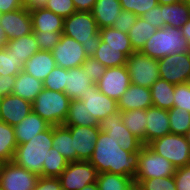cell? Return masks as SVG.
<instances>
[{
  "instance_id": "1",
  "label": "cell",
  "mask_w": 190,
  "mask_h": 190,
  "mask_svg": "<svg viewBox=\"0 0 190 190\" xmlns=\"http://www.w3.org/2000/svg\"><path fill=\"white\" fill-rule=\"evenodd\" d=\"M140 150L125 151L113 137L106 132H99L95 149L89 162L96 168L97 173L107 172L127 177L136 176Z\"/></svg>"
},
{
  "instance_id": "2",
  "label": "cell",
  "mask_w": 190,
  "mask_h": 190,
  "mask_svg": "<svg viewBox=\"0 0 190 190\" xmlns=\"http://www.w3.org/2000/svg\"><path fill=\"white\" fill-rule=\"evenodd\" d=\"M52 140L53 126H50L28 142L17 145L13 161L28 171L42 176V166L50 154Z\"/></svg>"
},
{
  "instance_id": "3",
  "label": "cell",
  "mask_w": 190,
  "mask_h": 190,
  "mask_svg": "<svg viewBox=\"0 0 190 190\" xmlns=\"http://www.w3.org/2000/svg\"><path fill=\"white\" fill-rule=\"evenodd\" d=\"M99 30L91 12L76 11L64 19L62 34L82 44L87 57H92L100 45Z\"/></svg>"
},
{
  "instance_id": "4",
  "label": "cell",
  "mask_w": 190,
  "mask_h": 190,
  "mask_svg": "<svg viewBox=\"0 0 190 190\" xmlns=\"http://www.w3.org/2000/svg\"><path fill=\"white\" fill-rule=\"evenodd\" d=\"M140 52L159 60L167 55L189 52V45L181 29L167 26L159 28Z\"/></svg>"
},
{
  "instance_id": "5",
  "label": "cell",
  "mask_w": 190,
  "mask_h": 190,
  "mask_svg": "<svg viewBox=\"0 0 190 190\" xmlns=\"http://www.w3.org/2000/svg\"><path fill=\"white\" fill-rule=\"evenodd\" d=\"M70 103L66 93L44 88L32 102V111L51 126L63 125Z\"/></svg>"
},
{
  "instance_id": "6",
  "label": "cell",
  "mask_w": 190,
  "mask_h": 190,
  "mask_svg": "<svg viewBox=\"0 0 190 190\" xmlns=\"http://www.w3.org/2000/svg\"><path fill=\"white\" fill-rule=\"evenodd\" d=\"M176 168L190 165V147L184 135L169 133L147 145Z\"/></svg>"
},
{
  "instance_id": "7",
  "label": "cell",
  "mask_w": 190,
  "mask_h": 190,
  "mask_svg": "<svg viewBox=\"0 0 190 190\" xmlns=\"http://www.w3.org/2000/svg\"><path fill=\"white\" fill-rule=\"evenodd\" d=\"M125 66L132 84L151 88L152 84L160 79L158 60L140 51L129 55Z\"/></svg>"
},
{
  "instance_id": "8",
  "label": "cell",
  "mask_w": 190,
  "mask_h": 190,
  "mask_svg": "<svg viewBox=\"0 0 190 190\" xmlns=\"http://www.w3.org/2000/svg\"><path fill=\"white\" fill-rule=\"evenodd\" d=\"M176 167L161 155H158L147 145L140 149L138 168L134 180H146L174 176Z\"/></svg>"
},
{
  "instance_id": "9",
  "label": "cell",
  "mask_w": 190,
  "mask_h": 190,
  "mask_svg": "<svg viewBox=\"0 0 190 190\" xmlns=\"http://www.w3.org/2000/svg\"><path fill=\"white\" fill-rule=\"evenodd\" d=\"M96 168L89 161L68 162L58 177L62 190H81L90 183H96Z\"/></svg>"
},
{
  "instance_id": "10",
  "label": "cell",
  "mask_w": 190,
  "mask_h": 190,
  "mask_svg": "<svg viewBox=\"0 0 190 190\" xmlns=\"http://www.w3.org/2000/svg\"><path fill=\"white\" fill-rule=\"evenodd\" d=\"M98 127L100 131L117 139L118 145L125 151L133 153L139 151L143 146V143L122 122V112L119 110L98 122Z\"/></svg>"
},
{
  "instance_id": "11",
  "label": "cell",
  "mask_w": 190,
  "mask_h": 190,
  "mask_svg": "<svg viewBox=\"0 0 190 190\" xmlns=\"http://www.w3.org/2000/svg\"><path fill=\"white\" fill-rule=\"evenodd\" d=\"M38 179L37 174L19 166L14 161L0 163V188L2 190H33Z\"/></svg>"
},
{
  "instance_id": "12",
  "label": "cell",
  "mask_w": 190,
  "mask_h": 190,
  "mask_svg": "<svg viewBox=\"0 0 190 190\" xmlns=\"http://www.w3.org/2000/svg\"><path fill=\"white\" fill-rule=\"evenodd\" d=\"M160 79L177 85L188 83L190 78V51L167 55L158 60Z\"/></svg>"
},
{
  "instance_id": "13",
  "label": "cell",
  "mask_w": 190,
  "mask_h": 190,
  "mask_svg": "<svg viewBox=\"0 0 190 190\" xmlns=\"http://www.w3.org/2000/svg\"><path fill=\"white\" fill-rule=\"evenodd\" d=\"M56 66L65 69L80 67L88 58L82 44L61 34L59 42L51 50Z\"/></svg>"
},
{
  "instance_id": "14",
  "label": "cell",
  "mask_w": 190,
  "mask_h": 190,
  "mask_svg": "<svg viewBox=\"0 0 190 190\" xmlns=\"http://www.w3.org/2000/svg\"><path fill=\"white\" fill-rule=\"evenodd\" d=\"M99 91L116 101L131 85V79L125 65L106 68L102 78L96 83Z\"/></svg>"
},
{
  "instance_id": "15",
  "label": "cell",
  "mask_w": 190,
  "mask_h": 190,
  "mask_svg": "<svg viewBox=\"0 0 190 190\" xmlns=\"http://www.w3.org/2000/svg\"><path fill=\"white\" fill-rule=\"evenodd\" d=\"M70 130L76 161H89L95 149L100 129L98 126L64 125Z\"/></svg>"
},
{
  "instance_id": "16",
  "label": "cell",
  "mask_w": 190,
  "mask_h": 190,
  "mask_svg": "<svg viewBox=\"0 0 190 190\" xmlns=\"http://www.w3.org/2000/svg\"><path fill=\"white\" fill-rule=\"evenodd\" d=\"M0 25L3 27L8 40L33 33L31 15L26 6L1 14Z\"/></svg>"
},
{
  "instance_id": "17",
  "label": "cell",
  "mask_w": 190,
  "mask_h": 190,
  "mask_svg": "<svg viewBox=\"0 0 190 190\" xmlns=\"http://www.w3.org/2000/svg\"><path fill=\"white\" fill-rule=\"evenodd\" d=\"M81 101L97 122L118 111L117 101L99 91L95 83L88 87Z\"/></svg>"
},
{
  "instance_id": "18",
  "label": "cell",
  "mask_w": 190,
  "mask_h": 190,
  "mask_svg": "<svg viewBox=\"0 0 190 190\" xmlns=\"http://www.w3.org/2000/svg\"><path fill=\"white\" fill-rule=\"evenodd\" d=\"M30 112L32 103L13 94L4 96L0 106V121L11 126L17 125Z\"/></svg>"
},
{
  "instance_id": "19",
  "label": "cell",
  "mask_w": 190,
  "mask_h": 190,
  "mask_svg": "<svg viewBox=\"0 0 190 190\" xmlns=\"http://www.w3.org/2000/svg\"><path fill=\"white\" fill-rule=\"evenodd\" d=\"M146 145L171 133L168 110L150 106L146 109Z\"/></svg>"
},
{
  "instance_id": "20",
  "label": "cell",
  "mask_w": 190,
  "mask_h": 190,
  "mask_svg": "<svg viewBox=\"0 0 190 190\" xmlns=\"http://www.w3.org/2000/svg\"><path fill=\"white\" fill-rule=\"evenodd\" d=\"M153 105L150 88L132 84L117 100L118 110L121 112L135 109L146 110Z\"/></svg>"
},
{
  "instance_id": "21",
  "label": "cell",
  "mask_w": 190,
  "mask_h": 190,
  "mask_svg": "<svg viewBox=\"0 0 190 190\" xmlns=\"http://www.w3.org/2000/svg\"><path fill=\"white\" fill-rule=\"evenodd\" d=\"M133 52L135 51L132 47L107 46V43L101 40L92 57L106 68H111L125 65L127 57Z\"/></svg>"
},
{
  "instance_id": "22",
  "label": "cell",
  "mask_w": 190,
  "mask_h": 190,
  "mask_svg": "<svg viewBox=\"0 0 190 190\" xmlns=\"http://www.w3.org/2000/svg\"><path fill=\"white\" fill-rule=\"evenodd\" d=\"M51 125L35 112H30L24 119L15 125L14 133L17 145L28 142L36 134L47 130Z\"/></svg>"
},
{
  "instance_id": "23",
  "label": "cell",
  "mask_w": 190,
  "mask_h": 190,
  "mask_svg": "<svg viewBox=\"0 0 190 190\" xmlns=\"http://www.w3.org/2000/svg\"><path fill=\"white\" fill-rule=\"evenodd\" d=\"M65 93L71 100H81L88 92L93 81L85 74L82 67L66 69Z\"/></svg>"
},
{
  "instance_id": "24",
  "label": "cell",
  "mask_w": 190,
  "mask_h": 190,
  "mask_svg": "<svg viewBox=\"0 0 190 190\" xmlns=\"http://www.w3.org/2000/svg\"><path fill=\"white\" fill-rule=\"evenodd\" d=\"M55 66L56 63L51 51L39 50L25 62L23 71L36 79L44 81Z\"/></svg>"
},
{
  "instance_id": "25",
  "label": "cell",
  "mask_w": 190,
  "mask_h": 190,
  "mask_svg": "<svg viewBox=\"0 0 190 190\" xmlns=\"http://www.w3.org/2000/svg\"><path fill=\"white\" fill-rule=\"evenodd\" d=\"M33 32H63L64 19L46 8L29 10Z\"/></svg>"
},
{
  "instance_id": "26",
  "label": "cell",
  "mask_w": 190,
  "mask_h": 190,
  "mask_svg": "<svg viewBox=\"0 0 190 190\" xmlns=\"http://www.w3.org/2000/svg\"><path fill=\"white\" fill-rule=\"evenodd\" d=\"M122 11L120 0H97L91 10L99 29L113 27V22Z\"/></svg>"
},
{
  "instance_id": "27",
  "label": "cell",
  "mask_w": 190,
  "mask_h": 190,
  "mask_svg": "<svg viewBox=\"0 0 190 190\" xmlns=\"http://www.w3.org/2000/svg\"><path fill=\"white\" fill-rule=\"evenodd\" d=\"M43 89L44 86L41 80L21 70L16 75L12 94L32 103Z\"/></svg>"
},
{
  "instance_id": "28",
  "label": "cell",
  "mask_w": 190,
  "mask_h": 190,
  "mask_svg": "<svg viewBox=\"0 0 190 190\" xmlns=\"http://www.w3.org/2000/svg\"><path fill=\"white\" fill-rule=\"evenodd\" d=\"M5 48L24 65L40 49L33 33L17 39L8 40Z\"/></svg>"
},
{
  "instance_id": "29",
  "label": "cell",
  "mask_w": 190,
  "mask_h": 190,
  "mask_svg": "<svg viewBox=\"0 0 190 190\" xmlns=\"http://www.w3.org/2000/svg\"><path fill=\"white\" fill-rule=\"evenodd\" d=\"M164 27L170 26L181 29L182 26L190 19V6L184 2L163 5Z\"/></svg>"
},
{
  "instance_id": "30",
  "label": "cell",
  "mask_w": 190,
  "mask_h": 190,
  "mask_svg": "<svg viewBox=\"0 0 190 190\" xmlns=\"http://www.w3.org/2000/svg\"><path fill=\"white\" fill-rule=\"evenodd\" d=\"M52 147L68 161H76V151H73V140L70 130L67 126H53Z\"/></svg>"
},
{
  "instance_id": "31",
  "label": "cell",
  "mask_w": 190,
  "mask_h": 190,
  "mask_svg": "<svg viewBox=\"0 0 190 190\" xmlns=\"http://www.w3.org/2000/svg\"><path fill=\"white\" fill-rule=\"evenodd\" d=\"M175 85L168 83L166 80H156L151 88V97L153 106L161 109L170 110L173 108Z\"/></svg>"
},
{
  "instance_id": "32",
  "label": "cell",
  "mask_w": 190,
  "mask_h": 190,
  "mask_svg": "<svg viewBox=\"0 0 190 190\" xmlns=\"http://www.w3.org/2000/svg\"><path fill=\"white\" fill-rule=\"evenodd\" d=\"M122 122L143 145H146V110L124 111L122 112Z\"/></svg>"
},
{
  "instance_id": "33",
  "label": "cell",
  "mask_w": 190,
  "mask_h": 190,
  "mask_svg": "<svg viewBox=\"0 0 190 190\" xmlns=\"http://www.w3.org/2000/svg\"><path fill=\"white\" fill-rule=\"evenodd\" d=\"M96 184L98 190H136L132 177L107 172L98 173Z\"/></svg>"
},
{
  "instance_id": "34",
  "label": "cell",
  "mask_w": 190,
  "mask_h": 190,
  "mask_svg": "<svg viewBox=\"0 0 190 190\" xmlns=\"http://www.w3.org/2000/svg\"><path fill=\"white\" fill-rule=\"evenodd\" d=\"M157 30L156 27L147 23L142 17H138L128 33L133 50L135 52L141 51L148 39H150Z\"/></svg>"
},
{
  "instance_id": "35",
  "label": "cell",
  "mask_w": 190,
  "mask_h": 190,
  "mask_svg": "<svg viewBox=\"0 0 190 190\" xmlns=\"http://www.w3.org/2000/svg\"><path fill=\"white\" fill-rule=\"evenodd\" d=\"M63 125L98 126L96 119L88 112L81 100H71Z\"/></svg>"
},
{
  "instance_id": "36",
  "label": "cell",
  "mask_w": 190,
  "mask_h": 190,
  "mask_svg": "<svg viewBox=\"0 0 190 190\" xmlns=\"http://www.w3.org/2000/svg\"><path fill=\"white\" fill-rule=\"evenodd\" d=\"M16 147L13 126L0 121V163L13 161Z\"/></svg>"
},
{
  "instance_id": "37",
  "label": "cell",
  "mask_w": 190,
  "mask_h": 190,
  "mask_svg": "<svg viewBox=\"0 0 190 190\" xmlns=\"http://www.w3.org/2000/svg\"><path fill=\"white\" fill-rule=\"evenodd\" d=\"M42 166V177H59L67 167L68 161L53 147Z\"/></svg>"
},
{
  "instance_id": "38",
  "label": "cell",
  "mask_w": 190,
  "mask_h": 190,
  "mask_svg": "<svg viewBox=\"0 0 190 190\" xmlns=\"http://www.w3.org/2000/svg\"><path fill=\"white\" fill-rule=\"evenodd\" d=\"M168 115L171 133L185 135L190 129V113L186 109L173 107L168 110Z\"/></svg>"
},
{
  "instance_id": "39",
  "label": "cell",
  "mask_w": 190,
  "mask_h": 190,
  "mask_svg": "<svg viewBox=\"0 0 190 190\" xmlns=\"http://www.w3.org/2000/svg\"><path fill=\"white\" fill-rule=\"evenodd\" d=\"M100 38L107 46L132 47L127 33L121 32L113 27H105L99 30Z\"/></svg>"
},
{
  "instance_id": "40",
  "label": "cell",
  "mask_w": 190,
  "mask_h": 190,
  "mask_svg": "<svg viewBox=\"0 0 190 190\" xmlns=\"http://www.w3.org/2000/svg\"><path fill=\"white\" fill-rule=\"evenodd\" d=\"M134 181L136 190H177L173 176Z\"/></svg>"
},
{
  "instance_id": "41",
  "label": "cell",
  "mask_w": 190,
  "mask_h": 190,
  "mask_svg": "<svg viewBox=\"0 0 190 190\" xmlns=\"http://www.w3.org/2000/svg\"><path fill=\"white\" fill-rule=\"evenodd\" d=\"M23 66L5 47L0 48V74L16 76Z\"/></svg>"
},
{
  "instance_id": "42",
  "label": "cell",
  "mask_w": 190,
  "mask_h": 190,
  "mask_svg": "<svg viewBox=\"0 0 190 190\" xmlns=\"http://www.w3.org/2000/svg\"><path fill=\"white\" fill-rule=\"evenodd\" d=\"M42 82L45 89L65 93L66 69L55 66Z\"/></svg>"
},
{
  "instance_id": "43",
  "label": "cell",
  "mask_w": 190,
  "mask_h": 190,
  "mask_svg": "<svg viewBox=\"0 0 190 190\" xmlns=\"http://www.w3.org/2000/svg\"><path fill=\"white\" fill-rule=\"evenodd\" d=\"M122 10L131 11L141 17L149 9L158 5V0H120Z\"/></svg>"
},
{
  "instance_id": "44",
  "label": "cell",
  "mask_w": 190,
  "mask_h": 190,
  "mask_svg": "<svg viewBox=\"0 0 190 190\" xmlns=\"http://www.w3.org/2000/svg\"><path fill=\"white\" fill-rule=\"evenodd\" d=\"M44 8L59 15L63 19L76 12L72 0H47Z\"/></svg>"
},
{
  "instance_id": "45",
  "label": "cell",
  "mask_w": 190,
  "mask_h": 190,
  "mask_svg": "<svg viewBox=\"0 0 190 190\" xmlns=\"http://www.w3.org/2000/svg\"><path fill=\"white\" fill-rule=\"evenodd\" d=\"M173 107L186 109L190 113V86L188 83L175 85Z\"/></svg>"
},
{
  "instance_id": "46",
  "label": "cell",
  "mask_w": 190,
  "mask_h": 190,
  "mask_svg": "<svg viewBox=\"0 0 190 190\" xmlns=\"http://www.w3.org/2000/svg\"><path fill=\"white\" fill-rule=\"evenodd\" d=\"M63 32H33L40 50L51 51Z\"/></svg>"
},
{
  "instance_id": "47",
  "label": "cell",
  "mask_w": 190,
  "mask_h": 190,
  "mask_svg": "<svg viewBox=\"0 0 190 190\" xmlns=\"http://www.w3.org/2000/svg\"><path fill=\"white\" fill-rule=\"evenodd\" d=\"M81 67L95 84L102 78L106 70V67L93 57H88Z\"/></svg>"
},
{
  "instance_id": "48",
  "label": "cell",
  "mask_w": 190,
  "mask_h": 190,
  "mask_svg": "<svg viewBox=\"0 0 190 190\" xmlns=\"http://www.w3.org/2000/svg\"><path fill=\"white\" fill-rule=\"evenodd\" d=\"M137 18L133 12L122 10L113 22V28L128 34Z\"/></svg>"
},
{
  "instance_id": "49",
  "label": "cell",
  "mask_w": 190,
  "mask_h": 190,
  "mask_svg": "<svg viewBox=\"0 0 190 190\" xmlns=\"http://www.w3.org/2000/svg\"><path fill=\"white\" fill-rule=\"evenodd\" d=\"M173 177L177 190H190V165L176 168Z\"/></svg>"
},
{
  "instance_id": "50",
  "label": "cell",
  "mask_w": 190,
  "mask_h": 190,
  "mask_svg": "<svg viewBox=\"0 0 190 190\" xmlns=\"http://www.w3.org/2000/svg\"><path fill=\"white\" fill-rule=\"evenodd\" d=\"M147 23L157 29L164 27L163 11L161 10V4L149 9L141 16Z\"/></svg>"
},
{
  "instance_id": "51",
  "label": "cell",
  "mask_w": 190,
  "mask_h": 190,
  "mask_svg": "<svg viewBox=\"0 0 190 190\" xmlns=\"http://www.w3.org/2000/svg\"><path fill=\"white\" fill-rule=\"evenodd\" d=\"M33 190H62L58 177H42L39 179Z\"/></svg>"
},
{
  "instance_id": "52",
  "label": "cell",
  "mask_w": 190,
  "mask_h": 190,
  "mask_svg": "<svg viewBox=\"0 0 190 190\" xmlns=\"http://www.w3.org/2000/svg\"><path fill=\"white\" fill-rule=\"evenodd\" d=\"M16 81V76L0 74V96L4 97L12 94V90Z\"/></svg>"
},
{
  "instance_id": "53",
  "label": "cell",
  "mask_w": 190,
  "mask_h": 190,
  "mask_svg": "<svg viewBox=\"0 0 190 190\" xmlns=\"http://www.w3.org/2000/svg\"><path fill=\"white\" fill-rule=\"evenodd\" d=\"M25 6L23 0H0V13H7Z\"/></svg>"
},
{
  "instance_id": "54",
  "label": "cell",
  "mask_w": 190,
  "mask_h": 190,
  "mask_svg": "<svg viewBox=\"0 0 190 190\" xmlns=\"http://www.w3.org/2000/svg\"><path fill=\"white\" fill-rule=\"evenodd\" d=\"M76 11L91 12L97 0H72Z\"/></svg>"
},
{
  "instance_id": "55",
  "label": "cell",
  "mask_w": 190,
  "mask_h": 190,
  "mask_svg": "<svg viewBox=\"0 0 190 190\" xmlns=\"http://www.w3.org/2000/svg\"><path fill=\"white\" fill-rule=\"evenodd\" d=\"M25 6L31 10L36 8H43L45 7V4L47 0H23Z\"/></svg>"
},
{
  "instance_id": "56",
  "label": "cell",
  "mask_w": 190,
  "mask_h": 190,
  "mask_svg": "<svg viewBox=\"0 0 190 190\" xmlns=\"http://www.w3.org/2000/svg\"><path fill=\"white\" fill-rule=\"evenodd\" d=\"M184 38L188 41L190 51V19L181 28Z\"/></svg>"
},
{
  "instance_id": "57",
  "label": "cell",
  "mask_w": 190,
  "mask_h": 190,
  "mask_svg": "<svg viewBox=\"0 0 190 190\" xmlns=\"http://www.w3.org/2000/svg\"><path fill=\"white\" fill-rule=\"evenodd\" d=\"M7 42H8V38L6 36V33L3 27L0 25V48L5 47Z\"/></svg>"
},
{
  "instance_id": "58",
  "label": "cell",
  "mask_w": 190,
  "mask_h": 190,
  "mask_svg": "<svg viewBox=\"0 0 190 190\" xmlns=\"http://www.w3.org/2000/svg\"><path fill=\"white\" fill-rule=\"evenodd\" d=\"M183 0H158V4L168 5L181 2Z\"/></svg>"
},
{
  "instance_id": "59",
  "label": "cell",
  "mask_w": 190,
  "mask_h": 190,
  "mask_svg": "<svg viewBox=\"0 0 190 190\" xmlns=\"http://www.w3.org/2000/svg\"><path fill=\"white\" fill-rule=\"evenodd\" d=\"M81 190H98V187L96 183H90L83 187Z\"/></svg>"
},
{
  "instance_id": "60",
  "label": "cell",
  "mask_w": 190,
  "mask_h": 190,
  "mask_svg": "<svg viewBox=\"0 0 190 190\" xmlns=\"http://www.w3.org/2000/svg\"><path fill=\"white\" fill-rule=\"evenodd\" d=\"M187 143L189 144L190 147V129L186 132V134L184 135Z\"/></svg>"
},
{
  "instance_id": "61",
  "label": "cell",
  "mask_w": 190,
  "mask_h": 190,
  "mask_svg": "<svg viewBox=\"0 0 190 190\" xmlns=\"http://www.w3.org/2000/svg\"><path fill=\"white\" fill-rule=\"evenodd\" d=\"M183 1L186 2L190 6V0H183Z\"/></svg>"
}]
</instances>
